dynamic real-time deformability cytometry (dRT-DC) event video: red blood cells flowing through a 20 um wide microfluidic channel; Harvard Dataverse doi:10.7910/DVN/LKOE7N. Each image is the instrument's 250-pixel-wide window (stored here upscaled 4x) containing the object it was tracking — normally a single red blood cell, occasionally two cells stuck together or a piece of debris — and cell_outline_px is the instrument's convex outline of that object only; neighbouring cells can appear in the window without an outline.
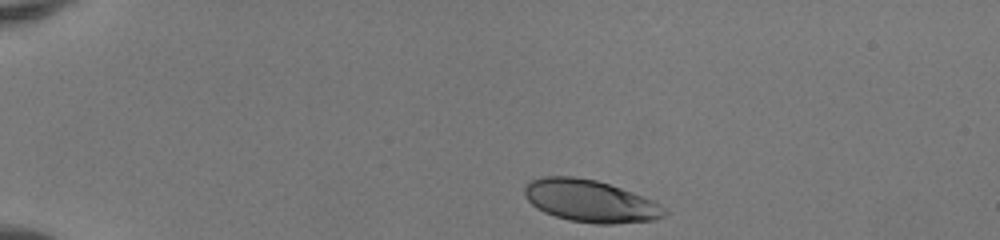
{"species": "human", "species_latin": "Homo sapiens", "temperature_condition": "room temperature", "stored_images_in_passage": 37, "camera_frame_rate_fps": 3000, "um_per_image_px": 0.085, "donor": {"sex": "female"}, "frame": {"image": 1, "passage_image": 1, "time_ms": 0.0, "image_size_px": [1000, 240], "cell_outline_px": [[668, 212], [664, 216], [656, 220], [612, 224], [596, 224], [568, 220], [544, 212], [536, 208], [528, 200], [524, 192], [524, 188], [532, 180], [544, 176], [572, 176], [596, 180], [632, 192], [652, 200]], "centroid_in_image_um": [50.16, 17.09], "position_along_channel_um": 34.8, "area_um2": 34.16}}
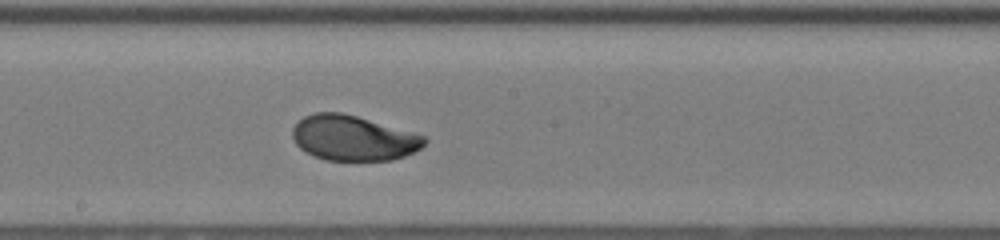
{"frame": {"image": 2, "passage_image": 20, "time_ms": 6.333, "image_size_px": [1000, 240], "cell_outline_px": [[428, 140], [420, 148], [404, 156], [392, 160], [324, 160], [312, 156], [300, 148], [296, 144], [292, 136], [292, 128], [304, 116], [316, 112], [340, 112], [356, 116], [424, 136]], "centroid_in_image_um": [29.98, 11.74], "position_along_channel_um": 218.2, "area_um2": 34.39}}
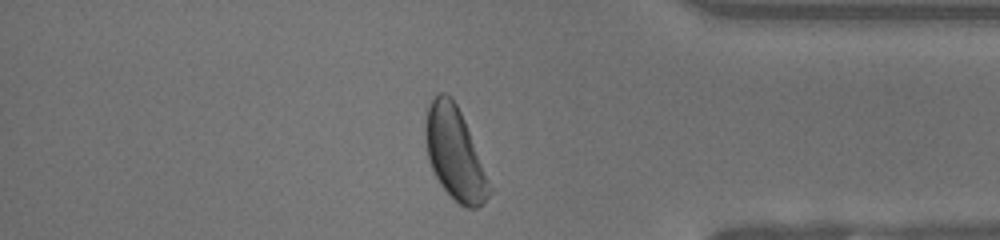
{"frame": {"image": 3, "passage_image": 34, "time_ms": 11.0, "image_size_px": [1000, 240], "cell_outline_px": [[496, 188], [476, 208], [468, 208], [460, 204], [440, 184], [428, 160], [424, 136], [424, 128], [428, 104], [440, 92], [444, 92], [456, 104], [464, 120]], "centroid_in_image_um": [38.7, 13.08], "position_along_channel_um": 396.5, "area_um2": 34.68}, "authors_computed_cell_mechanics": {"area_um2": 34.7956, "velocity_mm_per_s": 4.127, "shape_relaxation_time_tau1_ms": 2.9967, "shape_relaxation_time_tau2_ms": null, "deformation_change_tau1": 0.1497, "deformation_change_tau2": null}}